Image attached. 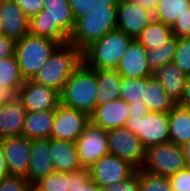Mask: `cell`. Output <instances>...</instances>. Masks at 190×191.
Here are the masks:
<instances>
[{
	"instance_id": "obj_1",
	"label": "cell",
	"mask_w": 190,
	"mask_h": 191,
	"mask_svg": "<svg viewBox=\"0 0 190 191\" xmlns=\"http://www.w3.org/2000/svg\"><path fill=\"white\" fill-rule=\"evenodd\" d=\"M75 26V17L69 0H43V10L29 19V33L68 42Z\"/></svg>"
},
{
	"instance_id": "obj_2",
	"label": "cell",
	"mask_w": 190,
	"mask_h": 191,
	"mask_svg": "<svg viewBox=\"0 0 190 191\" xmlns=\"http://www.w3.org/2000/svg\"><path fill=\"white\" fill-rule=\"evenodd\" d=\"M97 88L95 70L82 61L59 93L60 104L90 116L97 106Z\"/></svg>"
},
{
	"instance_id": "obj_3",
	"label": "cell",
	"mask_w": 190,
	"mask_h": 191,
	"mask_svg": "<svg viewBox=\"0 0 190 191\" xmlns=\"http://www.w3.org/2000/svg\"><path fill=\"white\" fill-rule=\"evenodd\" d=\"M82 61L80 50L69 42L62 43L31 80L51 87L60 93Z\"/></svg>"
},
{
	"instance_id": "obj_4",
	"label": "cell",
	"mask_w": 190,
	"mask_h": 191,
	"mask_svg": "<svg viewBox=\"0 0 190 191\" xmlns=\"http://www.w3.org/2000/svg\"><path fill=\"white\" fill-rule=\"evenodd\" d=\"M132 40L116 29L88 46L82 52V60L94 70L116 69Z\"/></svg>"
},
{
	"instance_id": "obj_5",
	"label": "cell",
	"mask_w": 190,
	"mask_h": 191,
	"mask_svg": "<svg viewBox=\"0 0 190 191\" xmlns=\"http://www.w3.org/2000/svg\"><path fill=\"white\" fill-rule=\"evenodd\" d=\"M117 29V9L92 10V13L75 18V26L68 42L83 52L93 42Z\"/></svg>"
},
{
	"instance_id": "obj_6",
	"label": "cell",
	"mask_w": 190,
	"mask_h": 191,
	"mask_svg": "<svg viewBox=\"0 0 190 191\" xmlns=\"http://www.w3.org/2000/svg\"><path fill=\"white\" fill-rule=\"evenodd\" d=\"M61 43L28 33L15 42V56L22 77L32 79Z\"/></svg>"
},
{
	"instance_id": "obj_7",
	"label": "cell",
	"mask_w": 190,
	"mask_h": 191,
	"mask_svg": "<svg viewBox=\"0 0 190 191\" xmlns=\"http://www.w3.org/2000/svg\"><path fill=\"white\" fill-rule=\"evenodd\" d=\"M124 127L139 137L145 149L170 142L168 113L166 112H149L143 117L130 114Z\"/></svg>"
},
{
	"instance_id": "obj_8",
	"label": "cell",
	"mask_w": 190,
	"mask_h": 191,
	"mask_svg": "<svg viewBox=\"0 0 190 191\" xmlns=\"http://www.w3.org/2000/svg\"><path fill=\"white\" fill-rule=\"evenodd\" d=\"M185 167L182 146L170 141L147 148L142 169L170 177Z\"/></svg>"
},
{
	"instance_id": "obj_9",
	"label": "cell",
	"mask_w": 190,
	"mask_h": 191,
	"mask_svg": "<svg viewBox=\"0 0 190 191\" xmlns=\"http://www.w3.org/2000/svg\"><path fill=\"white\" fill-rule=\"evenodd\" d=\"M75 145L80 166L88 169L102 156L109 154L107 130L89 121Z\"/></svg>"
},
{
	"instance_id": "obj_10",
	"label": "cell",
	"mask_w": 190,
	"mask_h": 191,
	"mask_svg": "<svg viewBox=\"0 0 190 191\" xmlns=\"http://www.w3.org/2000/svg\"><path fill=\"white\" fill-rule=\"evenodd\" d=\"M107 133L109 154L129 162L136 169L142 168L146 149L139 137L126 127L110 129Z\"/></svg>"
},
{
	"instance_id": "obj_11",
	"label": "cell",
	"mask_w": 190,
	"mask_h": 191,
	"mask_svg": "<svg viewBox=\"0 0 190 191\" xmlns=\"http://www.w3.org/2000/svg\"><path fill=\"white\" fill-rule=\"evenodd\" d=\"M89 121L88 114L59 104L54 110L50 138L75 142Z\"/></svg>"
},
{
	"instance_id": "obj_12",
	"label": "cell",
	"mask_w": 190,
	"mask_h": 191,
	"mask_svg": "<svg viewBox=\"0 0 190 191\" xmlns=\"http://www.w3.org/2000/svg\"><path fill=\"white\" fill-rule=\"evenodd\" d=\"M90 178L101 188L116 184L130 177L136 168L129 162L108 154L88 168Z\"/></svg>"
},
{
	"instance_id": "obj_13",
	"label": "cell",
	"mask_w": 190,
	"mask_h": 191,
	"mask_svg": "<svg viewBox=\"0 0 190 191\" xmlns=\"http://www.w3.org/2000/svg\"><path fill=\"white\" fill-rule=\"evenodd\" d=\"M17 96L23 102L27 112L52 111L60 104L58 91L31 79L24 81Z\"/></svg>"
},
{
	"instance_id": "obj_14",
	"label": "cell",
	"mask_w": 190,
	"mask_h": 191,
	"mask_svg": "<svg viewBox=\"0 0 190 191\" xmlns=\"http://www.w3.org/2000/svg\"><path fill=\"white\" fill-rule=\"evenodd\" d=\"M153 20V12L127 0L117 5V30L137 39L148 23Z\"/></svg>"
},
{
	"instance_id": "obj_15",
	"label": "cell",
	"mask_w": 190,
	"mask_h": 191,
	"mask_svg": "<svg viewBox=\"0 0 190 191\" xmlns=\"http://www.w3.org/2000/svg\"><path fill=\"white\" fill-rule=\"evenodd\" d=\"M30 148L31 140L23 135L4 138L3 152L10 175L27 179Z\"/></svg>"
},
{
	"instance_id": "obj_16",
	"label": "cell",
	"mask_w": 190,
	"mask_h": 191,
	"mask_svg": "<svg viewBox=\"0 0 190 191\" xmlns=\"http://www.w3.org/2000/svg\"><path fill=\"white\" fill-rule=\"evenodd\" d=\"M147 50L133 39L119 61L116 71L122 78H143L152 76L146 59Z\"/></svg>"
},
{
	"instance_id": "obj_17",
	"label": "cell",
	"mask_w": 190,
	"mask_h": 191,
	"mask_svg": "<svg viewBox=\"0 0 190 191\" xmlns=\"http://www.w3.org/2000/svg\"><path fill=\"white\" fill-rule=\"evenodd\" d=\"M1 34L15 42L29 33V18L13 0L0 3Z\"/></svg>"
},
{
	"instance_id": "obj_18",
	"label": "cell",
	"mask_w": 190,
	"mask_h": 191,
	"mask_svg": "<svg viewBox=\"0 0 190 191\" xmlns=\"http://www.w3.org/2000/svg\"><path fill=\"white\" fill-rule=\"evenodd\" d=\"M130 115L128 103L118 98L103 105H97L90 115V121L104 130L125 126Z\"/></svg>"
},
{
	"instance_id": "obj_19",
	"label": "cell",
	"mask_w": 190,
	"mask_h": 191,
	"mask_svg": "<svg viewBox=\"0 0 190 191\" xmlns=\"http://www.w3.org/2000/svg\"><path fill=\"white\" fill-rule=\"evenodd\" d=\"M27 180L33 185L40 178L55 171L49 149V139L31 140Z\"/></svg>"
},
{
	"instance_id": "obj_20",
	"label": "cell",
	"mask_w": 190,
	"mask_h": 191,
	"mask_svg": "<svg viewBox=\"0 0 190 191\" xmlns=\"http://www.w3.org/2000/svg\"><path fill=\"white\" fill-rule=\"evenodd\" d=\"M26 107L16 96L0 108V137H14L23 135V125Z\"/></svg>"
},
{
	"instance_id": "obj_21",
	"label": "cell",
	"mask_w": 190,
	"mask_h": 191,
	"mask_svg": "<svg viewBox=\"0 0 190 191\" xmlns=\"http://www.w3.org/2000/svg\"><path fill=\"white\" fill-rule=\"evenodd\" d=\"M49 149L56 172H70L82 168L75 142L49 138Z\"/></svg>"
},
{
	"instance_id": "obj_22",
	"label": "cell",
	"mask_w": 190,
	"mask_h": 191,
	"mask_svg": "<svg viewBox=\"0 0 190 191\" xmlns=\"http://www.w3.org/2000/svg\"><path fill=\"white\" fill-rule=\"evenodd\" d=\"M152 76L158 79L163 89L176 103L180 101L187 76L173 62L156 68Z\"/></svg>"
},
{
	"instance_id": "obj_23",
	"label": "cell",
	"mask_w": 190,
	"mask_h": 191,
	"mask_svg": "<svg viewBox=\"0 0 190 191\" xmlns=\"http://www.w3.org/2000/svg\"><path fill=\"white\" fill-rule=\"evenodd\" d=\"M54 122V110L27 112L23 125V136L30 140L49 139Z\"/></svg>"
},
{
	"instance_id": "obj_24",
	"label": "cell",
	"mask_w": 190,
	"mask_h": 191,
	"mask_svg": "<svg viewBox=\"0 0 190 191\" xmlns=\"http://www.w3.org/2000/svg\"><path fill=\"white\" fill-rule=\"evenodd\" d=\"M97 79V105L119 98L122 77L115 69L95 70Z\"/></svg>"
},
{
	"instance_id": "obj_25",
	"label": "cell",
	"mask_w": 190,
	"mask_h": 191,
	"mask_svg": "<svg viewBox=\"0 0 190 191\" xmlns=\"http://www.w3.org/2000/svg\"><path fill=\"white\" fill-rule=\"evenodd\" d=\"M142 101L150 112L169 113L177 103L163 89L158 79L153 76L147 77V87Z\"/></svg>"
},
{
	"instance_id": "obj_26",
	"label": "cell",
	"mask_w": 190,
	"mask_h": 191,
	"mask_svg": "<svg viewBox=\"0 0 190 191\" xmlns=\"http://www.w3.org/2000/svg\"><path fill=\"white\" fill-rule=\"evenodd\" d=\"M170 141L183 145L190 141V114L179 105L168 113Z\"/></svg>"
},
{
	"instance_id": "obj_27",
	"label": "cell",
	"mask_w": 190,
	"mask_h": 191,
	"mask_svg": "<svg viewBox=\"0 0 190 191\" xmlns=\"http://www.w3.org/2000/svg\"><path fill=\"white\" fill-rule=\"evenodd\" d=\"M173 36L171 27L151 20L136 39L147 51L159 48Z\"/></svg>"
},
{
	"instance_id": "obj_28",
	"label": "cell",
	"mask_w": 190,
	"mask_h": 191,
	"mask_svg": "<svg viewBox=\"0 0 190 191\" xmlns=\"http://www.w3.org/2000/svg\"><path fill=\"white\" fill-rule=\"evenodd\" d=\"M190 0H158L153 19L172 27L177 16L189 11Z\"/></svg>"
},
{
	"instance_id": "obj_29",
	"label": "cell",
	"mask_w": 190,
	"mask_h": 191,
	"mask_svg": "<svg viewBox=\"0 0 190 191\" xmlns=\"http://www.w3.org/2000/svg\"><path fill=\"white\" fill-rule=\"evenodd\" d=\"M24 81L15 54L0 60V85L17 94Z\"/></svg>"
},
{
	"instance_id": "obj_30",
	"label": "cell",
	"mask_w": 190,
	"mask_h": 191,
	"mask_svg": "<svg viewBox=\"0 0 190 191\" xmlns=\"http://www.w3.org/2000/svg\"><path fill=\"white\" fill-rule=\"evenodd\" d=\"M178 38L172 36L164 45L159 48L147 51L146 59L150 70L153 72L156 68L162 67L173 61Z\"/></svg>"
},
{
	"instance_id": "obj_31",
	"label": "cell",
	"mask_w": 190,
	"mask_h": 191,
	"mask_svg": "<svg viewBox=\"0 0 190 191\" xmlns=\"http://www.w3.org/2000/svg\"><path fill=\"white\" fill-rule=\"evenodd\" d=\"M147 87V77L143 78H123L120 87L119 98L128 104H137L142 101Z\"/></svg>"
},
{
	"instance_id": "obj_32",
	"label": "cell",
	"mask_w": 190,
	"mask_h": 191,
	"mask_svg": "<svg viewBox=\"0 0 190 191\" xmlns=\"http://www.w3.org/2000/svg\"><path fill=\"white\" fill-rule=\"evenodd\" d=\"M120 0H69L75 18H80L92 10L117 9Z\"/></svg>"
},
{
	"instance_id": "obj_33",
	"label": "cell",
	"mask_w": 190,
	"mask_h": 191,
	"mask_svg": "<svg viewBox=\"0 0 190 191\" xmlns=\"http://www.w3.org/2000/svg\"><path fill=\"white\" fill-rule=\"evenodd\" d=\"M67 175L68 191H103V188L90 178L86 168L67 172Z\"/></svg>"
},
{
	"instance_id": "obj_34",
	"label": "cell",
	"mask_w": 190,
	"mask_h": 191,
	"mask_svg": "<svg viewBox=\"0 0 190 191\" xmlns=\"http://www.w3.org/2000/svg\"><path fill=\"white\" fill-rule=\"evenodd\" d=\"M140 191H173L169 177L139 169Z\"/></svg>"
},
{
	"instance_id": "obj_35",
	"label": "cell",
	"mask_w": 190,
	"mask_h": 191,
	"mask_svg": "<svg viewBox=\"0 0 190 191\" xmlns=\"http://www.w3.org/2000/svg\"><path fill=\"white\" fill-rule=\"evenodd\" d=\"M32 188L35 191H68L67 172L54 171L36 181Z\"/></svg>"
},
{
	"instance_id": "obj_36",
	"label": "cell",
	"mask_w": 190,
	"mask_h": 191,
	"mask_svg": "<svg viewBox=\"0 0 190 191\" xmlns=\"http://www.w3.org/2000/svg\"><path fill=\"white\" fill-rule=\"evenodd\" d=\"M186 76L190 75V38H178L172 61Z\"/></svg>"
},
{
	"instance_id": "obj_37",
	"label": "cell",
	"mask_w": 190,
	"mask_h": 191,
	"mask_svg": "<svg viewBox=\"0 0 190 191\" xmlns=\"http://www.w3.org/2000/svg\"><path fill=\"white\" fill-rule=\"evenodd\" d=\"M32 185L22 176L9 175L0 179V191H31Z\"/></svg>"
},
{
	"instance_id": "obj_38",
	"label": "cell",
	"mask_w": 190,
	"mask_h": 191,
	"mask_svg": "<svg viewBox=\"0 0 190 191\" xmlns=\"http://www.w3.org/2000/svg\"><path fill=\"white\" fill-rule=\"evenodd\" d=\"M103 191H140L139 169H136L127 179L103 187Z\"/></svg>"
},
{
	"instance_id": "obj_39",
	"label": "cell",
	"mask_w": 190,
	"mask_h": 191,
	"mask_svg": "<svg viewBox=\"0 0 190 191\" xmlns=\"http://www.w3.org/2000/svg\"><path fill=\"white\" fill-rule=\"evenodd\" d=\"M173 191H190V168L185 167L169 177Z\"/></svg>"
},
{
	"instance_id": "obj_40",
	"label": "cell",
	"mask_w": 190,
	"mask_h": 191,
	"mask_svg": "<svg viewBox=\"0 0 190 191\" xmlns=\"http://www.w3.org/2000/svg\"><path fill=\"white\" fill-rule=\"evenodd\" d=\"M171 30L172 34L177 38H190V9L182 15L177 16Z\"/></svg>"
},
{
	"instance_id": "obj_41",
	"label": "cell",
	"mask_w": 190,
	"mask_h": 191,
	"mask_svg": "<svg viewBox=\"0 0 190 191\" xmlns=\"http://www.w3.org/2000/svg\"><path fill=\"white\" fill-rule=\"evenodd\" d=\"M30 19L43 10V0H13Z\"/></svg>"
},
{
	"instance_id": "obj_42",
	"label": "cell",
	"mask_w": 190,
	"mask_h": 191,
	"mask_svg": "<svg viewBox=\"0 0 190 191\" xmlns=\"http://www.w3.org/2000/svg\"><path fill=\"white\" fill-rule=\"evenodd\" d=\"M15 41L7 36L0 34V60L14 55Z\"/></svg>"
},
{
	"instance_id": "obj_43",
	"label": "cell",
	"mask_w": 190,
	"mask_h": 191,
	"mask_svg": "<svg viewBox=\"0 0 190 191\" xmlns=\"http://www.w3.org/2000/svg\"><path fill=\"white\" fill-rule=\"evenodd\" d=\"M128 107L130 108V114H133L134 116L143 117L150 112V110L143 101H139V103L137 104L130 103L128 104Z\"/></svg>"
},
{
	"instance_id": "obj_44",
	"label": "cell",
	"mask_w": 190,
	"mask_h": 191,
	"mask_svg": "<svg viewBox=\"0 0 190 191\" xmlns=\"http://www.w3.org/2000/svg\"><path fill=\"white\" fill-rule=\"evenodd\" d=\"M4 138L0 137V179L10 175L3 152Z\"/></svg>"
},
{
	"instance_id": "obj_45",
	"label": "cell",
	"mask_w": 190,
	"mask_h": 191,
	"mask_svg": "<svg viewBox=\"0 0 190 191\" xmlns=\"http://www.w3.org/2000/svg\"><path fill=\"white\" fill-rule=\"evenodd\" d=\"M16 96L17 94L12 89L5 88L0 85V108L8 101L13 100Z\"/></svg>"
},
{
	"instance_id": "obj_46",
	"label": "cell",
	"mask_w": 190,
	"mask_h": 191,
	"mask_svg": "<svg viewBox=\"0 0 190 191\" xmlns=\"http://www.w3.org/2000/svg\"><path fill=\"white\" fill-rule=\"evenodd\" d=\"M189 104H190V75H187L184 85V93L180 101L177 103V105L183 107Z\"/></svg>"
},
{
	"instance_id": "obj_47",
	"label": "cell",
	"mask_w": 190,
	"mask_h": 191,
	"mask_svg": "<svg viewBox=\"0 0 190 191\" xmlns=\"http://www.w3.org/2000/svg\"><path fill=\"white\" fill-rule=\"evenodd\" d=\"M127 1L143 6L144 8L150 10L151 12L155 10L158 2V0H127Z\"/></svg>"
},
{
	"instance_id": "obj_48",
	"label": "cell",
	"mask_w": 190,
	"mask_h": 191,
	"mask_svg": "<svg viewBox=\"0 0 190 191\" xmlns=\"http://www.w3.org/2000/svg\"><path fill=\"white\" fill-rule=\"evenodd\" d=\"M182 150L184 154V160L186 167L190 168V141L182 145Z\"/></svg>"
},
{
	"instance_id": "obj_49",
	"label": "cell",
	"mask_w": 190,
	"mask_h": 191,
	"mask_svg": "<svg viewBox=\"0 0 190 191\" xmlns=\"http://www.w3.org/2000/svg\"><path fill=\"white\" fill-rule=\"evenodd\" d=\"M190 114V104L189 105H186V106H183Z\"/></svg>"
}]
</instances>
